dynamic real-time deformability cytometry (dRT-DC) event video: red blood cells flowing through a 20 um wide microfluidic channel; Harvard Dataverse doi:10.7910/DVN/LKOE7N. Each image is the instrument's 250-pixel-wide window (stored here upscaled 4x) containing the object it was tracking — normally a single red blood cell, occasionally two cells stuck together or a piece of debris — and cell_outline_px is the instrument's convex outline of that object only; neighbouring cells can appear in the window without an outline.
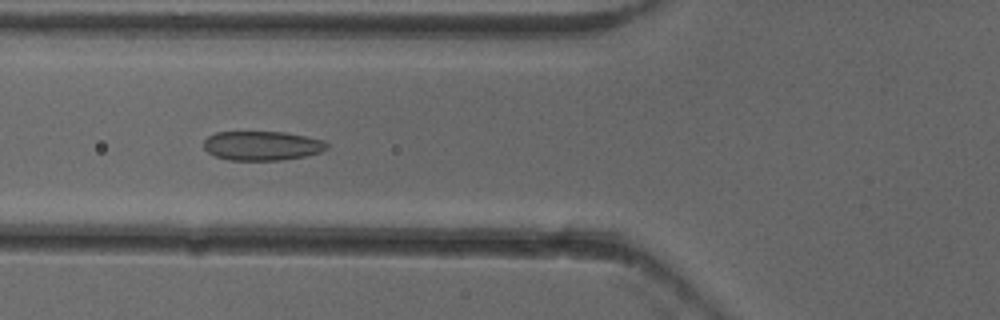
{"species": "common noctule bat (a hibernating species)", "species_latin": "Nyctalus noctula", "temperature_condition": "cold", "stored_images_in_passage": 49, "camera_frame_rate_fps": 3000, "um_per_image_px": 0.085, "animal": {"sex": "female"}, "frame": {"image": 1, "passage_image": 17, "time_ms": 5.333, "image_size_px": [1000, 320], "cell_outline_px": [[328, 148], [320, 152], [304, 156], [280, 160], [228, 160], [216, 156], [208, 152], [204, 148], [204, 140], [208, 136], [216, 132], [284, 132], [324, 140], [328, 144]], "centroid_in_image_um": [22.27, 12.38], "position_along_channel_um": 103.5, "area_um2": 20.92}}
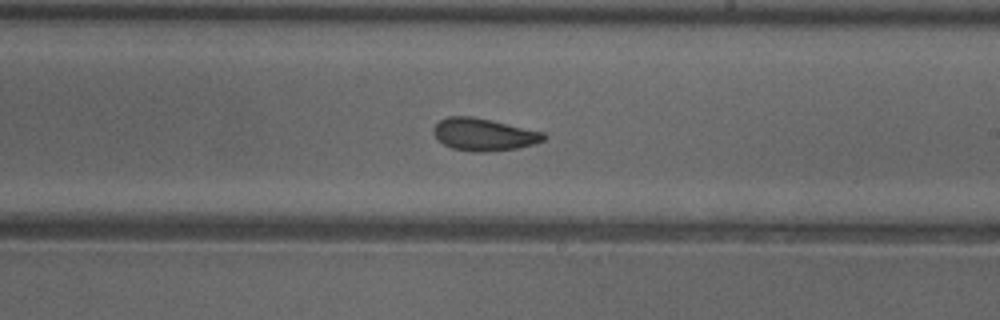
{"frame": {"image": 2, "passage_image": 28, "time_ms": 9.0, "image_size_px": [1000, 320], "cell_outline_px": [[548, 136], [544, 140], [532, 144], [516, 148], [488, 152], [472, 152], [452, 148], [444, 144], [432, 132], [432, 128], [440, 120], [448, 116], [472, 116], [544, 132]], "centroid_in_image_um": [41.11, 11.43], "position_along_channel_um": 247.9, "area_um2": 20.69}}
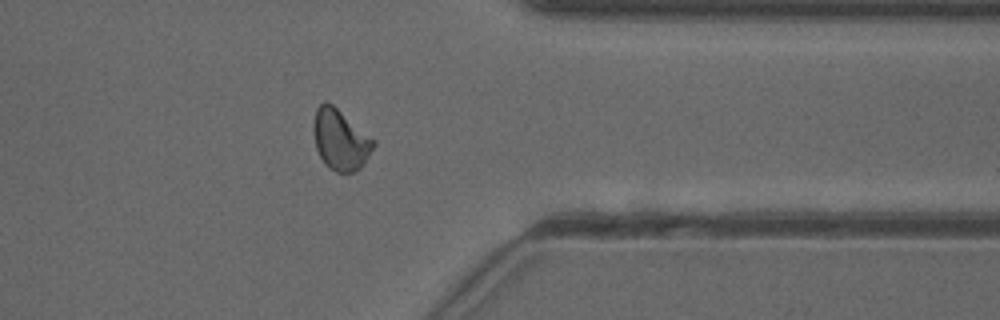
{"frame": {"image": 3, "passage_image": 39, "time_ms": 12.667, "image_size_px": [1000, 320], "cell_outline_px": [[376, 144], [364, 164], [356, 172], [336, 172], [328, 168], [324, 164], [316, 148], [312, 132], [312, 124], [316, 108], [324, 100], [332, 104], [376, 140]], "centroid_in_image_um": [28.92, 11.88], "position_along_channel_um": 382.5, "area_um2": 21.56}, "authors_computed_cell_mechanics": {"area_um2": 21.0392, "velocity_mm_per_s": 3.9277, "shape_relaxation_time_tau1_ms": null, "shape_relaxation_time_tau2_ms": 1.7182, "deformation_change_tau1": null, "deformation_change_tau2": 0.0672}}